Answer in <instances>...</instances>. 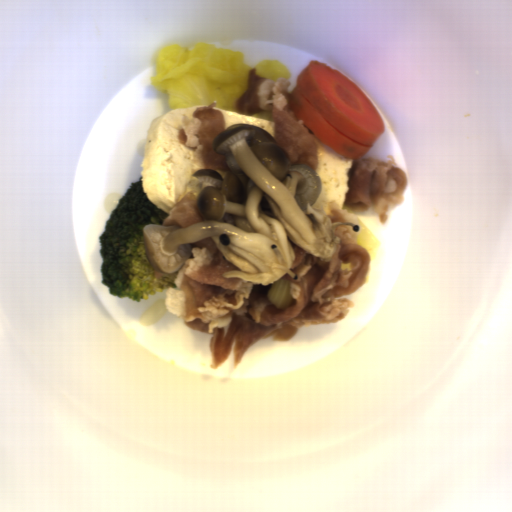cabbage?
<instances>
[{"mask_svg":"<svg viewBox=\"0 0 512 512\" xmlns=\"http://www.w3.org/2000/svg\"><path fill=\"white\" fill-rule=\"evenodd\" d=\"M251 69L242 51L206 42L193 49L173 44L157 54L150 85L166 96L169 110L216 101L218 109L236 112L234 102L245 93Z\"/></svg>","mask_w":512,"mask_h":512,"instance_id":"4295e07d","label":"cabbage"},{"mask_svg":"<svg viewBox=\"0 0 512 512\" xmlns=\"http://www.w3.org/2000/svg\"><path fill=\"white\" fill-rule=\"evenodd\" d=\"M267 297L280 310H286L295 302L291 294L290 281L287 279H278L272 283L267 290Z\"/></svg>","mask_w":512,"mask_h":512,"instance_id":"f4c42f77","label":"cabbage"},{"mask_svg":"<svg viewBox=\"0 0 512 512\" xmlns=\"http://www.w3.org/2000/svg\"><path fill=\"white\" fill-rule=\"evenodd\" d=\"M257 75L276 81L278 78L291 79L290 70L279 60H260L254 67Z\"/></svg>","mask_w":512,"mask_h":512,"instance_id":"31cb4dd1","label":"cabbage"},{"mask_svg":"<svg viewBox=\"0 0 512 512\" xmlns=\"http://www.w3.org/2000/svg\"><path fill=\"white\" fill-rule=\"evenodd\" d=\"M357 225L360 227L359 232H356L357 244L367 250L372 262L376 258L377 247L381 246L380 241L373 235V233L360 218Z\"/></svg>","mask_w":512,"mask_h":512,"instance_id":"83cfc177","label":"cabbage"},{"mask_svg":"<svg viewBox=\"0 0 512 512\" xmlns=\"http://www.w3.org/2000/svg\"><path fill=\"white\" fill-rule=\"evenodd\" d=\"M249 117H257L259 119H267L269 121H274L273 120V116H272V111L271 112H259L257 114L252 115V116H249Z\"/></svg>","mask_w":512,"mask_h":512,"instance_id":"e044984a","label":"cabbage"}]
</instances>
